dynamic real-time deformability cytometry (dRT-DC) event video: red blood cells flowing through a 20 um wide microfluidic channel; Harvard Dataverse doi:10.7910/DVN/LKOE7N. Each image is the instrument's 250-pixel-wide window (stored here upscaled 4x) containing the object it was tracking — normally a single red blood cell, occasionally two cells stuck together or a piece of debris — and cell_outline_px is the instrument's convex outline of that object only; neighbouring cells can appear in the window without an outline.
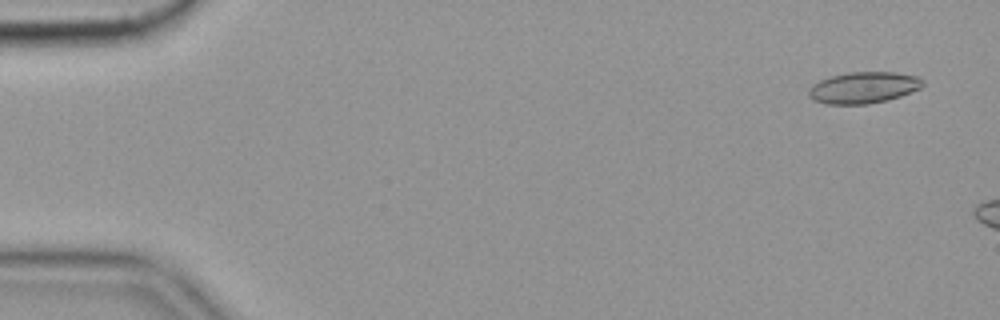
{"species": "common noctule bat (a hibernating species)", "species_latin": "Nyctalus noctula", "temperature_condition": "cold", "stored_images_in_passage": 12, "camera_frame_rate_fps": 3000, "um_per_image_px": 0.085, "animal": {"sex": "female", "body_mass_g": 19.9}, "frame": {"image": 1, "passage_image": 3, "time_ms": 0.667, "image_size_px": [1000, 320], "cell_outline_px": [[924, 84], [920, 88], [900, 96], [888, 100], [868, 104], [828, 104], [812, 100], [808, 96], [808, 92], [812, 84], [828, 76], [848, 72], [892, 72], [916, 76], [924, 80]], "centroid_in_image_um": [73.37, 7.44], "position_along_channel_um": 11.6, "area_um2": 20.98}}